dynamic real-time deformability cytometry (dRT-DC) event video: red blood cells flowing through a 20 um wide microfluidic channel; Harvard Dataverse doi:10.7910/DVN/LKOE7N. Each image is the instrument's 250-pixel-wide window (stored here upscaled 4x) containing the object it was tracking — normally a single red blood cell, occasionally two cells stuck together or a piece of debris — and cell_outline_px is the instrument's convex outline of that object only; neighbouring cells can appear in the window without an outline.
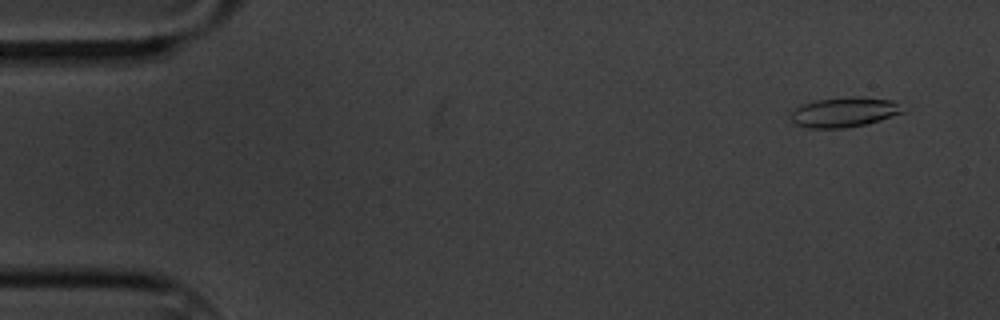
{"species": "common noctule bat (a hibernating species)", "species_latin": "Nyctalus noctula", "temperature_condition": "cold", "stored_images_in_passage": 7, "camera_frame_rate_fps": 3000, "um_per_image_px": 0.085, "animal": {"sex": "male", "body_mass_g": 20.1, "forearm_length_mm": 53.5}, "frame": {"image": 1, "passage_image": 2, "time_ms": 1.0, "image_size_px": [1000, 320], "cell_outline_px": [[904, 112], [880, 120], [864, 124], [844, 128], [808, 128], [796, 124], [788, 116], [796, 108], [804, 104], [816, 100], [852, 96], [860, 96], [892, 100]], "centroid_in_image_um": [71.71, 9.53], "position_along_channel_um": 13.3, "area_um2": 19.25}}
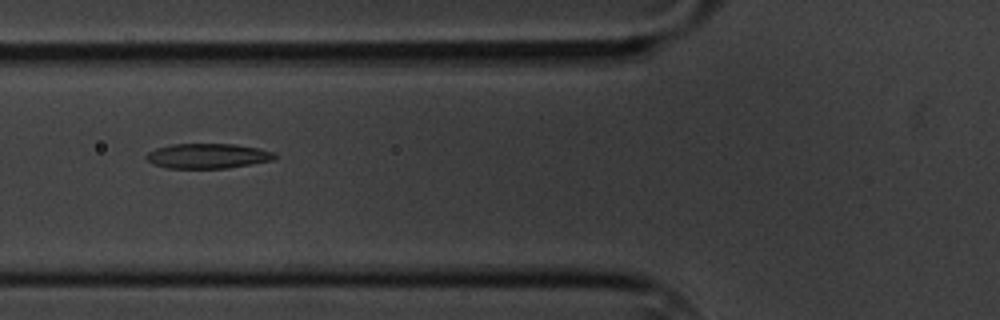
{"frame": {"image": 2, "passage_image": 7, "time_ms": 7.0, "image_size_px": [1000, 320], "cell_outline_px": [[276, 160], [228, 168], [168, 168], [152, 164], [144, 156], [148, 152], [156, 148], [172, 144], [236, 144], [260, 148], [276, 152]], "centroid_in_image_um": [17.7, 13.25], "position_along_channel_um": 108.1, "area_um2": 18.9}}